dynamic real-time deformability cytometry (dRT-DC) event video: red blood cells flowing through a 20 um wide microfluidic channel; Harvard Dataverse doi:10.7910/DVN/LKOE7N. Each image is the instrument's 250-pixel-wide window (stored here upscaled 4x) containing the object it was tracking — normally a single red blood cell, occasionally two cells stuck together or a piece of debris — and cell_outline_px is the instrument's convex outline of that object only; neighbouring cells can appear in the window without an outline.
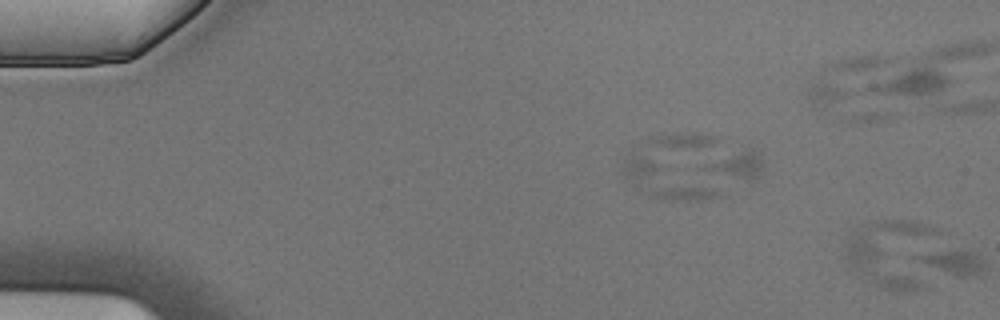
{"species": "Egyptian fruit bat (a non-hibernating species)", "species_latin": "Rousettus aegyptiacus", "temperature_condition": "cold", "stored_images_in_passage": 3, "camera_frame_rate_fps": 3000, "um_per_image_px": 0.085, "animal": {"sex": "male"}, "frame": {"image": 1, "passage_image": 3, "time_ms": 0.667, "image_size_px": [1000, 320], "cell_outline_px": [[936, 232], [928, 288], [916, 292], [908, 292], [880, 288], [856, 276], [848, 264], [844, 256], [844, 244], [856, 228], [864, 224], [880, 220], [916, 220], [936, 228]], "centroid_in_image_um": [75.86, 21.6], "position_along_channel_um": 9.1, "area_um2": 38.96}}